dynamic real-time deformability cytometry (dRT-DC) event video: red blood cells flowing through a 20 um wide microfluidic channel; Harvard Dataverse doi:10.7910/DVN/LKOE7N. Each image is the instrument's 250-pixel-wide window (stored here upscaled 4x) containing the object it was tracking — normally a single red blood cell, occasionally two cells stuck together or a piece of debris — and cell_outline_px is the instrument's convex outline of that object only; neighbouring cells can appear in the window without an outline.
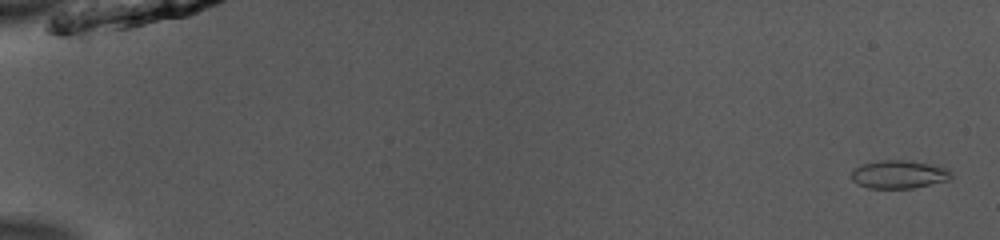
{"species": "common noctule bat (a hibernating species)", "species_latin": "Nyctalus noctula", "temperature_condition": "room temperature", "stored_images_in_passage": 52, "camera_frame_rate_fps": 3000, "um_per_image_px": 0.085, "animal": {"sex": "male", "body_mass_g": 13.0, "forearm_length_mm": 53.1}, "frame": {"image": 1, "passage_image": 2, "time_ms": 0.333, "image_size_px": [1000, 240], "cell_outline_px": [[952, 176], [948, 180], [912, 188], [868, 188], [856, 184], [852, 180], [852, 172], [856, 168], [864, 164], [880, 160], [904, 160], [932, 164], [948, 168], [952, 172]], "centroid_in_image_um": [76.43, 14.82], "position_along_channel_um": 8.6, "area_um2": 16.3}}
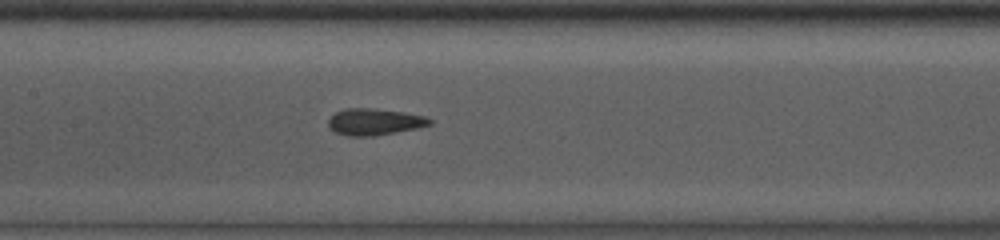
{"frame": {"image": 2, "passage_image": 27, "time_ms": 8.667, "image_size_px": [1000, 240], "cell_outline_px": [[432, 124], [416, 128], [376, 136], [348, 136], [336, 132], [328, 128], [328, 120], [336, 112], [344, 108], [376, 108], [404, 112], [424, 116], [432, 120]], "centroid_in_image_um": [31.81, 10.35], "position_along_channel_um": 175.6, "area_um2": 15.78}}
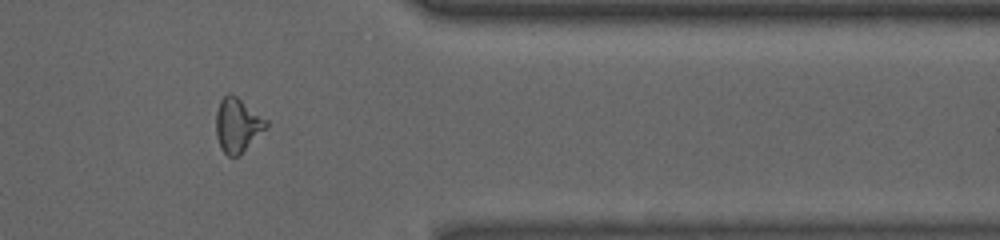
{"frame": {"image": 3, "passage_image": 44, "time_ms": 14.333, "image_size_px": [1000, 240], "cell_outline_px": [[268, 128], [240, 156], [228, 156], [220, 148], [216, 136], [216, 112], [220, 100], [228, 92], [236, 96], [268, 120]], "centroid_in_image_um": [20.2, 10.66], "position_along_channel_um": 391.2, "area_um2": 16.13}, "authors_computed_cell_mechanics": {"area_um2": 15.7794, "velocity_mm_per_s": 3.9682, "shape_relaxation_time_tau1_ms": 3.6801, "shape_relaxation_time_tau2_ms": 2.0808, "deformation_change_tau1": 0.1118, "deformation_change_tau2": 0.0911}}